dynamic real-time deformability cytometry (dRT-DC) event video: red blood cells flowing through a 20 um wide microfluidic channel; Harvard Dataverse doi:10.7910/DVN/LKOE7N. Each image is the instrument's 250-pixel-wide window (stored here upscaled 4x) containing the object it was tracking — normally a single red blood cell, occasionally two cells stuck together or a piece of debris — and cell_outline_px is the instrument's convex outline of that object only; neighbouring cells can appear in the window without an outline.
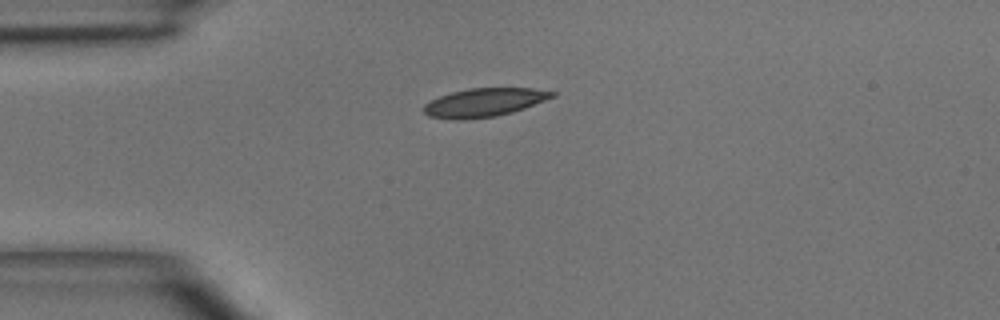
{"species": "common noctule bat (a hibernating species)", "species_latin": "Nyctalus noctula", "temperature_condition": "room temperature", "stored_images_in_passage": 2, "camera_frame_rate_fps": 3000, "um_per_image_px": 0.085, "animal": {"sex": "male", "body_mass_g": 15.6}, "frame": {"image": 1, "passage_image": 2, "time_ms": 1.333, "image_size_px": [1000, 320], "cell_outline_px": [[556, 96], [524, 108], [512, 112], [496, 116], [464, 120], [456, 120], [428, 116], [424, 112], [424, 104], [440, 96], [452, 92], [468, 88], [532, 88], [556, 92]], "centroid_in_image_um": [41.16, 8.71], "position_along_channel_um": 43.8, "area_um2": 21.27}}